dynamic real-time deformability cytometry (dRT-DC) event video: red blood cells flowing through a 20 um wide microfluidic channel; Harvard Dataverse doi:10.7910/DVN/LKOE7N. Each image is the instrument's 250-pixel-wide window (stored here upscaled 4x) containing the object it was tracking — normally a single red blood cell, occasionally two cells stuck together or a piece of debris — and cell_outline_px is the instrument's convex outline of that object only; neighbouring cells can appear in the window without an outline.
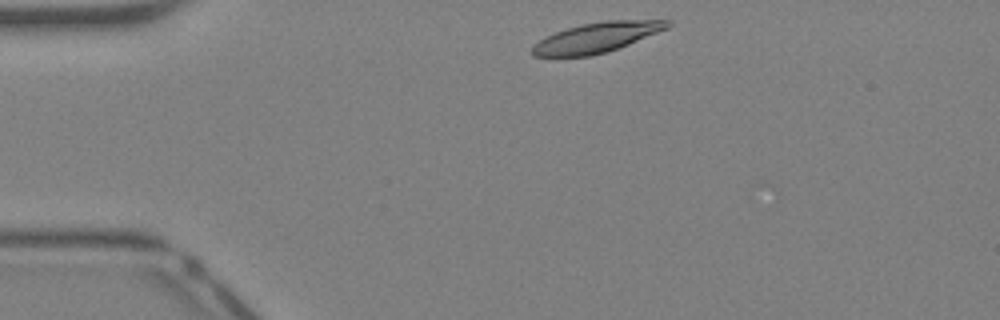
{"species": "Egyptian fruit bat (a non-hibernating species)", "species_latin": "Rousettus aegyptiacus", "temperature_condition": "warm", "stored_images_in_passage": 34, "camera_frame_rate_fps": 3000, "um_per_image_px": 0.085, "animal": {"sex": "female"}, "frame": {"image": 1, "passage_image": 1, "time_ms": 0.0, "image_size_px": [1000, 320], "cell_outline_px": [[672, 24], [668, 28], [608, 52], [588, 56], [532, 56], [532, 48], [540, 40], [556, 32], [580, 24], [604, 20], [672, 20]], "centroid_in_image_um": [50.76, 3.17], "position_along_channel_um": 34.2, "area_um2": 23.35}}
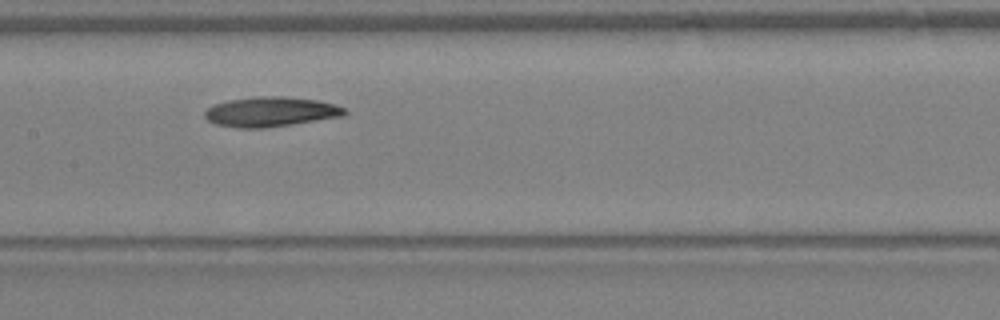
{"frame": {"image": 2, "passage_image": 13, "time_ms": 4.0, "image_size_px": [1000, 320], "cell_outline_px": [[348, 112], [344, 116], [264, 128], [236, 128], [216, 124], [208, 120], [204, 116], [204, 112], [212, 104], [228, 100], [256, 96], [280, 96], [320, 100], [344, 108]], "centroid_in_image_um": [22.98, 9.49], "position_along_channel_um": 184.4, "area_um2": 24.33}}
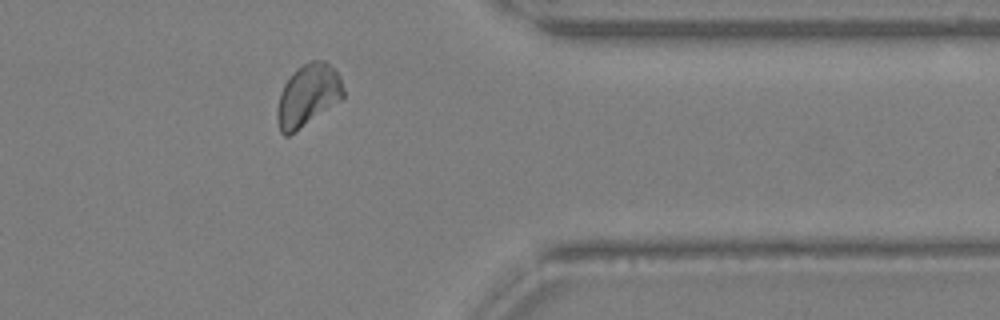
{"frame": {"image": 3, "passage_image": 26, "time_ms": 8.333, "image_size_px": [1000, 320], "cell_outline_px": [[344, 96], [340, 100], [288, 136], [284, 136], [280, 132], [276, 116], [276, 108], [280, 92], [284, 84], [292, 72], [296, 68], [312, 60], [324, 60], [336, 68], [340, 76], [344, 88]], "centroid_in_image_um": [26.16, 8.07], "position_along_channel_um": 385.2, "area_um2": 23.99}, "authors_computed_cell_mechanics": {"area_um2": 23.698, "velocity_mm_per_s": 4.937, "shape_relaxation_time_tau1_ms": 5.969, "shape_relaxation_time_tau2_ms": 10.5327, "deformation_change_tau1": 0.1591, "deformation_change_tau2": 0.1804}}